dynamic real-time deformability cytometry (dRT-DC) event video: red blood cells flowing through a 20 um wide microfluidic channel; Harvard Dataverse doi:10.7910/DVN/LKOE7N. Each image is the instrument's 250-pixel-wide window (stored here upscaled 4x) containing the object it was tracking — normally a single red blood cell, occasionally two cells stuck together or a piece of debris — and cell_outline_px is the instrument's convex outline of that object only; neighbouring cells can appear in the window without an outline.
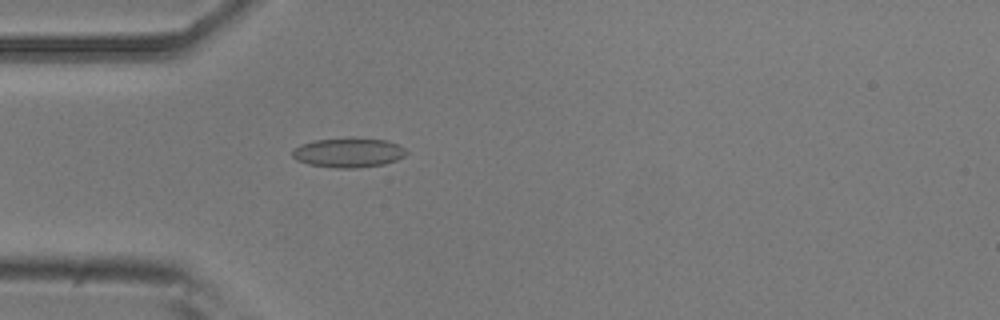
{"species": "common noctule bat (a hibernating species)", "species_latin": "Nyctalus noctula", "temperature_condition": "room temperature", "stored_images_in_passage": 4, "camera_frame_rate_fps": 3000, "um_per_image_px": 0.085, "animal": {"sex": "male", "body_mass_g": 20.5, "forearm_length_mm": 52.5}, "frame": {"image": 1, "passage_image": 4, "time_ms": 1.0, "image_size_px": [1000, 320], "cell_outline_px": [[408, 152], [404, 156], [396, 160], [384, 164], [356, 168], [332, 168], [308, 164], [296, 160], [292, 156], [292, 152], [300, 144], [316, 140], [352, 136], [388, 140], [404, 148]], "centroid_in_image_um": [29.62, 12.95], "position_along_channel_um": 55.4, "area_um2": 20.0}}